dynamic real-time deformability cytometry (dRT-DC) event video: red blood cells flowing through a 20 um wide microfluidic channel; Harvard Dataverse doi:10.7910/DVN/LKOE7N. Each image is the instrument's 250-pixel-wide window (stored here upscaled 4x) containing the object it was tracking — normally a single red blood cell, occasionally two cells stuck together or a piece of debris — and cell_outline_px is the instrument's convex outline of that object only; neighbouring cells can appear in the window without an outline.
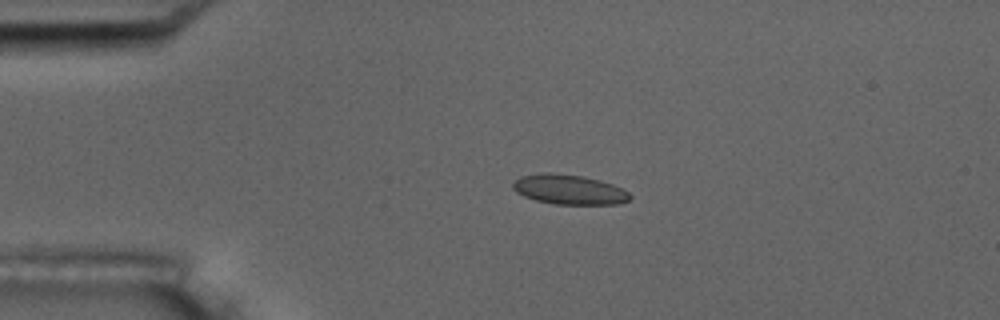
{"species": "common noctule bat (a hibernating species)", "species_latin": "Nyctalus noctula", "temperature_condition": "room temperature", "stored_images_in_passage": 5, "camera_frame_rate_fps": 3000, "um_per_image_px": 0.085, "animal": {"sex": "male", "body_mass_g": 17.5, "forearm_length_mm": 52.3}, "frame": {"image": 1, "passage_image": 4, "time_ms": 3.333, "image_size_px": [1000, 320], "cell_outline_px": [[632, 196], [628, 200], [620, 204], [556, 204], [536, 200], [524, 196], [516, 192], [512, 188], [512, 180], [520, 176], [540, 172], [552, 172], [584, 176], [600, 180], [612, 184], [628, 192]], "centroid_in_image_um": [48.33, 16.09], "position_along_channel_um": 36.7, "area_um2": 20.52}}